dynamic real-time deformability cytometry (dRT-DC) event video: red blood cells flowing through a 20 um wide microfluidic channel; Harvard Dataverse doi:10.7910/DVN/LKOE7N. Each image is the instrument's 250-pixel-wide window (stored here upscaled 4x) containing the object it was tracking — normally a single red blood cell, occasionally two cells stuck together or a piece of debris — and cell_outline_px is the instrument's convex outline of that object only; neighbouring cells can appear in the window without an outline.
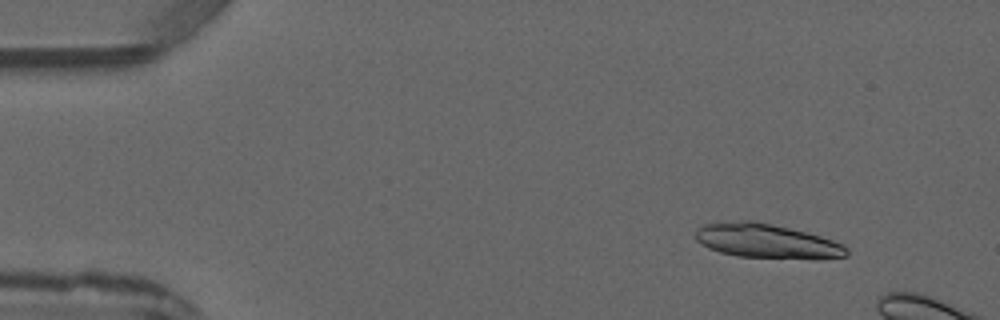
{"species": "common noctule bat (a hibernating species)", "species_latin": "Nyctalus noctula", "temperature_condition": "warm", "stored_images_in_passage": 5, "camera_frame_rate_fps": 3000, "um_per_image_px": 0.085, "animal": {"sex": "male", "forearm_length_mm": 52.5}, "frame": {"image": 1, "passage_image": 2, "time_ms": 1.0, "image_size_px": [1000, 320], "cell_outline_px": [[848, 256], [816, 260], [736, 256], [720, 252], [708, 248], [700, 244], [696, 240], [696, 228], [704, 224], [744, 220], [752, 220], [772, 224], [820, 236], [844, 244], [848, 248]], "centroid_in_image_um": [65.2, 20.51], "position_along_channel_um": 19.8, "area_um2": 30.52}}
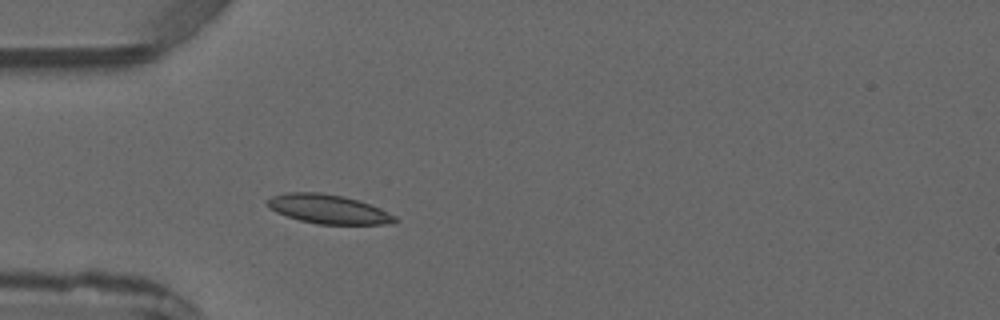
{"frame": {"image": 2, "passage_image": 5, "time_ms": 5.667, "image_size_px": [1000, 320], "cell_outline_px": [[400, 220], [396, 224], [316, 224], [300, 220], [276, 212], [268, 208], [264, 204], [272, 196], [284, 192], [320, 192], [344, 196], [380, 208], [396, 216]], "centroid_in_image_um": [27.91, 17.78], "position_along_channel_um": 57.1, "area_um2": 21.79}}